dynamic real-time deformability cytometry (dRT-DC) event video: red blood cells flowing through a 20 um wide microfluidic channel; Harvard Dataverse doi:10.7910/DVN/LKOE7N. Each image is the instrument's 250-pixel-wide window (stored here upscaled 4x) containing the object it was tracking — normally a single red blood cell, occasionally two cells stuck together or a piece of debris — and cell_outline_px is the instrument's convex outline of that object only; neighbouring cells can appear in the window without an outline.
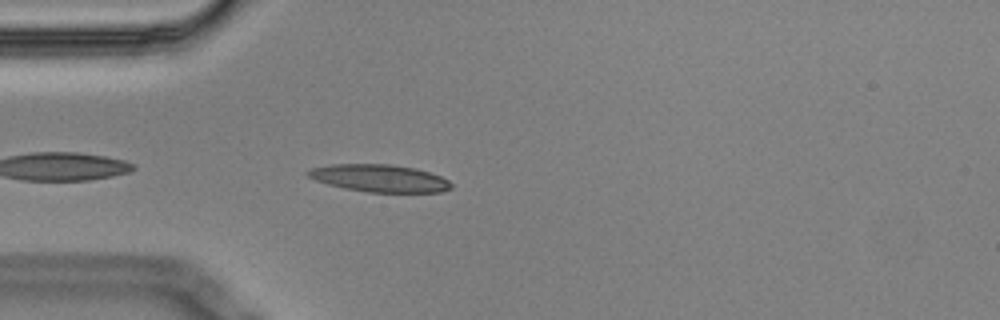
{"species": "Egyptian fruit bat (a non-hibernating species)", "species_latin": "Rousettus aegyptiacus", "temperature_condition": "cold", "stored_images_in_passage": 4, "camera_frame_rate_fps": 3000, "um_per_image_px": 0.085, "animal": {"sex": "male"}, "frame": {"image": 1, "passage_image": 4, "time_ms": 1.0, "image_size_px": [1000, 320], "cell_outline_px": [[452, 188], [440, 192], [368, 192], [344, 188], [328, 184], [316, 180], [308, 176], [304, 172], [312, 168], [332, 164], [392, 164], [416, 168], [440, 176], [448, 180], [452, 184]], "centroid_in_image_um": [32.26, 15.14], "position_along_channel_um": 52.7, "area_um2": 22.83}}